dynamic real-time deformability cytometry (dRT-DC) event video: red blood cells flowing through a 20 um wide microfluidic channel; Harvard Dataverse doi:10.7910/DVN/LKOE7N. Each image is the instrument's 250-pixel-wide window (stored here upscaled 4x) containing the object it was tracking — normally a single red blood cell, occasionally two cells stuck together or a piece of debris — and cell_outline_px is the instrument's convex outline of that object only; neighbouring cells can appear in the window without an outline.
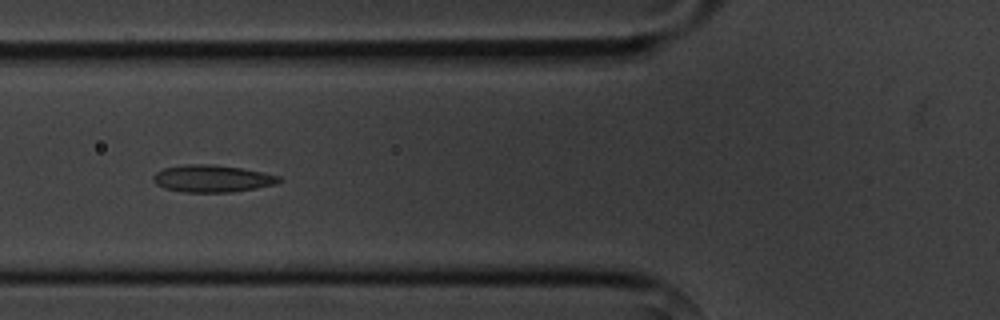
{"species": "common noctule bat (a hibernating species)", "species_latin": "Nyctalus noctula", "temperature_condition": "cold", "stored_images_in_passage": 8, "camera_frame_rate_fps": 3000, "um_per_image_px": 0.085, "animal": {"sex": "male", "body_mass_g": 20.1, "forearm_length_mm": 53.5}, "frame": {"image": 1, "passage_image": 4, "time_ms": 3.667, "image_size_px": [1000, 320], "cell_outline_px": [[284, 180], [276, 184], [256, 188], [232, 192], [184, 192], [164, 188], [156, 184], [152, 180], [152, 176], [156, 172], [164, 168], [184, 164], [212, 164], [240, 168], [280, 176]], "centroid_in_image_um": [18.02, 15.18], "position_along_channel_um": 107.8, "area_um2": 19.94}}
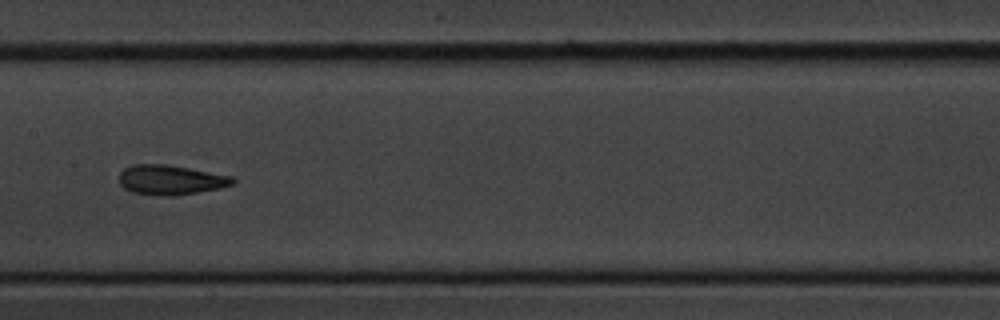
{"frame": {"image": 2, "passage_image": 6, "time_ms": 6.0, "image_size_px": [1000, 320], "cell_outline_px": [[236, 180], [232, 184], [220, 188], [172, 196], [160, 196], [132, 192], [124, 188], [120, 184], [120, 172], [124, 168], [132, 164], [164, 164], [188, 168], [232, 176]], "centroid_in_image_um": [14.47, 15.29], "position_along_channel_um": 192.9, "area_um2": 19.54}}
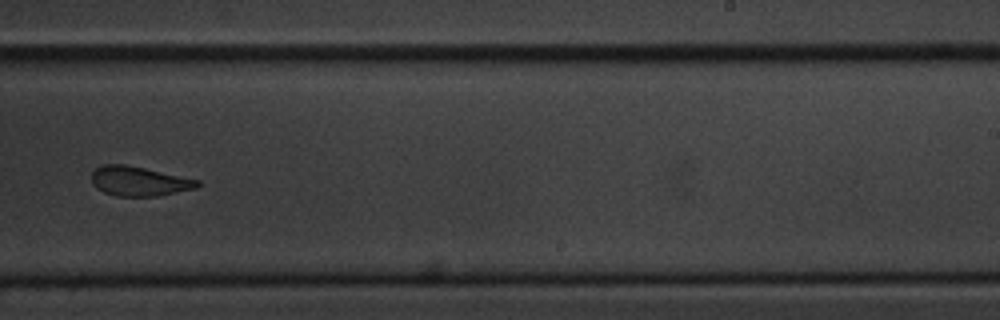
{"frame": {"image": 3, "passage_image": 8, "time_ms": 8.333, "image_size_px": [1000, 320], "cell_outline_px": [[200, 184], [196, 188], [156, 196], [116, 196], [104, 192], [96, 188], [92, 184], [92, 172], [96, 168], [104, 164], [124, 164], [144, 168], [200, 180]], "centroid_in_image_um": [11.8, 15.4], "position_along_channel_um": 277.2, "area_um2": 18.09}}